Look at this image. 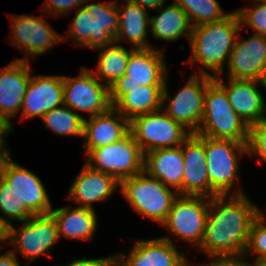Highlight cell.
<instances>
[{"instance_id":"41","label":"cell","mask_w":266,"mask_h":266,"mask_svg":"<svg viewBox=\"0 0 266 266\" xmlns=\"http://www.w3.org/2000/svg\"><path fill=\"white\" fill-rule=\"evenodd\" d=\"M0 266H20L17 255L11 250L6 251L4 254L0 255Z\"/></svg>"},{"instance_id":"36","label":"cell","mask_w":266,"mask_h":266,"mask_svg":"<svg viewBox=\"0 0 266 266\" xmlns=\"http://www.w3.org/2000/svg\"><path fill=\"white\" fill-rule=\"evenodd\" d=\"M248 154L256 155L261 161L266 162V120L251 125L248 139Z\"/></svg>"},{"instance_id":"9","label":"cell","mask_w":266,"mask_h":266,"mask_svg":"<svg viewBox=\"0 0 266 266\" xmlns=\"http://www.w3.org/2000/svg\"><path fill=\"white\" fill-rule=\"evenodd\" d=\"M86 157L92 169L108 173L119 182L144 171V153L131 133L119 142L93 149Z\"/></svg>"},{"instance_id":"14","label":"cell","mask_w":266,"mask_h":266,"mask_svg":"<svg viewBox=\"0 0 266 266\" xmlns=\"http://www.w3.org/2000/svg\"><path fill=\"white\" fill-rule=\"evenodd\" d=\"M2 177L33 215L49 214L53 209L41 179L11 160L10 154L3 161Z\"/></svg>"},{"instance_id":"43","label":"cell","mask_w":266,"mask_h":266,"mask_svg":"<svg viewBox=\"0 0 266 266\" xmlns=\"http://www.w3.org/2000/svg\"><path fill=\"white\" fill-rule=\"evenodd\" d=\"M8 232H9V227L8 225L3 221V216H0V241H6L8 242ZM3 245L0 244V248Z\"/></svg>"},{"instance_id":"46","label":"cell","mask_w":266,"mask_h":266,"mask_svg":"<svg viewBox=\"0 0 266 266\" xmlns=\"http://www.w3.org/2000/svg\"><path fill=\"white\" fill-rule=\"evenodd\" d=\"M2 167H3V162H0V179L2 177Z\"/></svg>"},{"instance_id":"22","label":"cell","mask_w":266,"mask_h":266,"mask_svg":"<svg viewBox=\"0 0 266 266\" xmlns=\"http://www.w3.org/2000/svg\"><path fill=\"white\" fill-rule=\"evenodd\" d=\"M28 57L11 61L0 71V112L10 121L22 108L31 78Z\"/></svg>"},{"instance_id":"25","label":"cell","mask_w":266,"mask_h":266,"mask_svg":"<svg viewBox=\"0 0 266 266\" xmlns=\"http://www.w3.org/2000/svg\"><path fill=\"white\" fill-rule=\"evenodd\" d=\"M83 7L92 16L93 33L87 41V48L98 49L112 44L119 30L117 2L89 3Z\"/></svg>"},{"instance_id":"6","label":"cell","mask_w":266,"mask_h":266,"mask_svg":"<svg viewBox=\"0 0 266 266\" xmlns=\"http://www.w3.org/2000/svg\"><path fill=\"white\" fill-rule=\"evenodd\" d=\"M190 75L186 84L172 98L168 94L167 79L163 91L162 110L174 121L182 124L191 133H196L201 125L204 97L208 84L214 79L207 70ZM165 108V110H164Z\"/></svg>"},{"instance_id":"30","label":"cell","mask_w":266,"mask_h":266,"mask_svg":"<svg viewBox=\"0 0 266 266\" xmlns=\"http://www.w3.org/2000/svg\"><path fill=\"white\" fill-rule=\"evenodd\" d=\"M42 119L46 128L58 135L83 137L85 118L64 104L45 113Z\"/></svg>"},{"instance_id":"48","label":"cell","mask_w":266,"mask_h":266,"mask_svg":"<svg viewBox=\"0 0 266 266\" xmlns=\"http://www.w3.org/2000/svg\"><path fill=\"white\" fill-rule=\"evenodd\" d=\"M263 82H264V85H265L264 88H266V77L264 78Z\"/></svg>"},{"instance_id":"27","label":"cell","mask_w":266,"mask_h":266,"mask_svg":"<svg viewBox=\"0 0 266 266\" xmlns=\"http://www.w3.org/2000/svg\"><path fill=\"white\" fill-rule=\"evenodd\" d=\"M164 86H144L126 88V94L113 106L127 120L163 107Z\"/></svg>"},{"instance_id":"5","label":"cell","mask_w":266,"mask_h":266,"mask_svg":"<svg viewBox=\"0 0 266 266\" xmlns=\"http://www.w3.org/2000/svg\"><path fill=\"white\" fill-rule=\"evenodd\" d=\"M248 143L205 136V153L210 183V198L229 195L239 179V157L248 154Z\"/></svg>"},{"instance_id":"40","label":"cell","mask_w":266,"mask_h":266,"mask_svg":"<svg viewBox=\"0 0 266 266\" xmlns=\"http://www.w3.org/2000/svg\"><path fill=\"white\" fill-rule=\"evenodd\" d=\"M13 130L12 122L9 121L1 112H0V141L6 146L5 136L9 135Z\"/></svg>"},{"instance_id":"42","label":"cell","mask_w":266,"mask_h":266,"mask_svg":"<svg viewBox=\"0 0 266 266\" xmlns=\"http://www.w3.org/2000/svg\"><path fill=\"white\" fill-rule=\"evenodd\" d=\"M130 2L140 5L144 9L157 10L160 6H162L166 0H129Z\"/></svg>"},{"instance_id":"24","label":"cell","mask_w":266,"mask_h":266,"mask_svg":"<svg viewBox=\"0 0 266 266\" xmlns=\"http://www.w3.org/2000/svg\"><path fill=\"white\" fill-rule=\"evenodd\" d=\"M95 209L69 206L50 211L56 221L59 237L91 241L97 229Z\"/></svg>"},{"instance_id":"17","label":"cell","mask_w":266,"mask_h":266,"mask_svg":"<svg viewBox=\"0 0 266 266\" xmlns=\"http://www.w3.org/2000/svg\"><path fill=\"white\" fill-rule=\"evenodd\" d=\"M184 173L182 195L210 198V183L205 153V136L191 133L182 143Z\"/></svg>"},{"instance_id":"2","label":"cell","mask_w":266,"mask_h":266,"mask_svg":"<svg viewBox=\"0 0 266 266\" xmlns=\"http://www.w3.org/2000/svg\"><path fill=\"white\" fill-rule=\"evenodd\" d=\"M242 25L236 11L222 21L204 23L192 27L190 45L191 63H200L214 73L212 77L223 74L224 64H228Z\"/></svg>"},{"instance_id":"8","label":"cell","mask_w":266,"mask_h":266,"mask_svg":"<svg viewBox=\"0 0 266 266\" xmlns=\"http://www.w3.org/2000/svg\"><path fill=\"white\" fill-rule=\"evenodd\" d=\"M130 133L144 154L155 149L180 146L191 134L162 109L134 117L130 121Z\"/></svg>"},{"instance_id":"33","label":"cell","mask_w":266,"mask_h":266,"mask_svg":"<svg viewBox=\"0 0 266 266\" xmlns=\"http://www.w3.org/2000/svg\"><path fill=\"white\" fill-rule=\"evenodd\" d=\"M77 13L72 21L69 30L66 32L71 36L77 46L86 47L87 41L93 33L92 16L82 6L77 9Z\"/></svg>"},{"instance_id":"12","label":"cell","mask_w":266,"mask_h":266,"mask_svg":"<svg viewBox=\"0 0 266 266\" xmlns=\"http://www.w3.org/2000/svg\"><path fill=\"white\" fill-rule=\"evenodd\" d=\"M64 105L77 111L89 113V117L107 112L111 107L110 91L104 83L81 67L78 77L63 75Z\"/></svg>"},{"instance_id":"32","label":"cell","mask_w":266,"mask_h":266,"mask_svg":"<svg viewBox=\"0 0 266 266\" xmlns=\"http://www.w3.org/2000/svg\"><path fill=\"white\" fill-rule=\"evenodd\" d=\"M0 210L3 216H7L3 217V221L8 227L12 225L13 221L21 223L33 216L3 177L0 179Z\"/></svg>"},{"instance_id":"37","label":"cell","mask_w":266,"mask_h":266,"mask_svg":"<svg viewBox=\"0 0 266 266\" xmlns=\"http://www.w3.org/2000/svg\"><path fill=\"white\" fill-rule=\"evenodd\" d=\"M84 3L85 0H46L43 5L45 7L42 10L53 16H65L68 12H73V9L79 6L82 7Z\"/></svg>"},{"instance_id":"34","label":"cell","mask_w":266,"mask_h":266,"mask_svg":"<svg viewBox=\"0 0 266 266\" xmlns=\"http://www.w3.org/2000/svg\"><path fill=\"white\" fill-rule=\"evenodd\" d=\"M266 218L264 214L260 215L252 223L247 247L244 254L256 253L254 262L258 263L266 256Z\"/></svg>"},{"instance_id":"20","label":"cell","mask_w":266,"mask_h":266,"mask_svg":"<svg viewBox=\"0 0 266 266\" xmlns=\"http://www.w3.org/2000/svg\"><path fill=\"white\" fill-rule=\"evenodd\" d=\"M118 186L120 182L115 177L94 170L85 163L69 188L68 199L78 203L77 207L94 209V202L105 201Z\"/></svg>"},{"instance_id":"1","label":"cell","mask_w":266,"mask_h":266,"mask_svg":"<svg viewBox=\"0 0 266 266\" xmlns=\"http://www.w3.org/2000/svg\"><path fill=\"white\" fill-rule=\"evenodd\" d=\"M228 195L210 198L201 246L208 256L240 255L247 247L250 229L260 215L259 208L241 188Z\"/></svg>"},{"instance_id":"21","label":"cell","mask_w":266,"mask_h":266,"mask_svg":"<svg viewBox=\"0 0 266 266\" xmlns=\"http://www.w3.org/2000/svg\"><path fill=\"white\" fill-rule=\"evenodd\" d=\"M130 133V121L114 107L107 112L85 118L84 148L86 156L96 148L119 142Z\"/></svg>"},{"instance_id":"31","label":"cell","mask_w":266,"mask_h":266,"mask_svg":"<svg viewBox=\"0 0 266 266\" xmlns=\"http://www.w3.org/2000/svg\"><path fill=\"white\" fill-rule=\"evenodd\" d=\"M187 13L192 27L204 23L222 21L225 13L217 0H174Z\"/></svg>"},{"instance_id":"47","label":"cell","mask_w":266,"mask_h":266,"mask_svg":"<svg viewBox=\"0 0 266 266\" xmlns=\"http://www.w3.org/2000/svg\"><path fill=\"white\" fill-rule=\"evenodd\" d=\"M264 117H263V120H266V104H265V112H264Z\"/></svg>"},{"instance_id":"3","label":"cell","mask_w":266,"mask_h":266,"mask_svg":"<svg viewBox=\"0 0 266 266\" xmlns=\"http://www.w3.org/2000/svg\"><path fill=\"white\" fill-rule=\"evenodd\" d=\"M250 127L233 110L225 89L213 79L206 88L198 135L248 143Z\"/></svg>"},{"instance_id":"4","label":"cell","mask_w":266,"mask_h":266,"mask_svg":"<svg viewBox=\"0 0 266 266\" xmlns=\"http://www.w3.org/2000/svg\"><path fill=\"white\" fill-rule=\"evenodd\" d=\"M120 191L140 215L162 224L178 193L142 171L120 182Z\"/></svg>"},{"instance_id":"44","label":"cell","mask_w":266,"mask_h":266,"mask_svg":"<svg viewBox=\"0 0 266 266\" xmlns=\"http://www.w3.org/2000/svg\"><path fill=\"white\" fill-rule=\"evenodd\" d=\"M1 141H0V162H3L5 158L10 154V151L8 148H6Z\"/></svg>"},{"instance_id":"7","label":"cell","mask_w":266,"mask_h":266,"mask_svg":"<svg viewBox=\"0 0 266 266\" xmlns=\"http://www.w3.org/2000/svg\"><path fill=\"white\" fill-rule=\"evenodd\" d=\"M163 51L154 48L132 49L126 73L109 88L112 107L126 94V88L165 85L168 69Z\"/></svg>"},{"instance_id":"45","label":"cell","mask_w":266,"mask_h":266,"mask_svg":"<svg viewBox=\"0 0 266 266\" xmlns=\"http://www.w3.org/2000/svg\"><path fill=\"white\" fill-rule=\"evenodd\" d=\"M258 266H266V256L258 262Z\"/></svg>"},{"instance_id":"19","label":"cell","mask_w":266,"mask_h":266,"mask_svg":"<svg viewBox=\"0 0 266 266\" xmlns=\"http://www.w3.org/2000/svg\"><path fill=\"white\" fill-rule=\"evenodd\" d=\"M63 104V75L31 76L23 98L21 118H42L45 113Z\"/></svg>"},{"instance_id":"49","label":"cell","mask_w":266,"mask_h":266,"mask_svg":"<svg viewBox=\"0 0 266 266\" xmlns=\"http://www.w3.org/2000/svg\"><path fill=\"white\" fill-rule=\"evenodd\" d=\"M252 1H254V0H252ZM255 1L266 2V0H255Z\"/></svg>"},{"instance_id":"35","label":"cell","mask_w":266,"mask_h":266,"mask_svg":"<svg viewBox=\"0 0 266 266\" xmlns=\"http://www.w3.org/2000/svg\"><path fill=\"white\" fill-rule=\"evenodd\" d=\"M257 4L253 8L244 7L236 10L240 23L254 29V34L266 36V2L254 1Z\"/></svg>"},{"instance_id":"38","label":"cell","mask_w":266,"mask_h":266,"mask_svg":"<svg viewBox=\"0 0 266 266\" xmlns=\"http://www.w3.org/2000/svg\"><path fill=\"white\" fill-rule=\"evenodd\" d=\"M245 254L240 255H224V256H209L212 259V261L207 263L206 265H200V266H258V263L254 262L248 263L245 261V259H242L246 257Z\"/></svg>"},{"instance_id":"15","label":"cell","mask_w":266,"mask_h":266,"mask_svg":"<svg viewBox=\"0 0 266 266\" xmlns=\"http://www.w3.org/2000/svg\"><path fill=\"white\" fill-rule=\"evenodd\" d=\"M118 266H191L184 252H179L170 237L137 240L126 256L116 254Z\"/></svg>"},{"instance_id":"26","label":"cell","mask_w":266,"mask_h":266,"mask_svg":"<svg viewBox=\"0 0 266 266\" xmlns=\"http://www.w3.org/2000/svg\"><path fill=\"white\" fill-rule=\"evenodd\" d=\"M124 7L118 5L119 30L115 37V42L129 40L133 48H152L147 38L148 27H150V17L143 7L125 0ZM127 38V39H126Z\"/></svg>"},{"instance_id":"28","label":"cell","mask_w":266,"mask_h":266,"mask_svg":"<svg viewBox=\"0 0 266 266\" xmlns=\"http://www.w3.org/2000/svg\"><path fill=\"white\" fill-rule=\"evenodd\" d=\"M164 4L157 10L159 15L150 18V31L152 35L163 41L179 40L182 35L188 36L190 41L192 25L187 13L175 2L169 6Z\"/></svg>"},{"instance_id":"13","label":"cell","mask_w":266,"mask_h":266,"mask_svg":"<svg viewBox=\"0 0 266 266\" xmlns=\"http://www.w3.org/2000/svg\"><path fill=\"white\" fill-rule=\"evenodd\" d=\"M11 39L9 42L26 56L45 54L67 37L57 33L48 22L35 15H13L10 17ZM48 50V51H47Z\"/></svg>"},{"instance_id":"18","label":"cell","mask_w":266,"mask_h":266,"mask_svg":"<svg viewBox=\"0 0 266 266\" xmlns=\"http://www.w3.org/2000/svg\"><path fill=\"white\" fill-rule=\"evenodd\" d=\"M221 76L218 75L214 79L225 89L233 110L249 127L260 122L265 114L266 103L257 86L261 84L265 87L264 82L229 77V84L225 85Z\"/></svg>"},{"instance_id":"16","label":"cell","mask_w":266,"mask_h":266,"mask_svg":"<svg viewBox=\"0 0 266 266\" xmlns=\"http://www.w3.org/2000/svg\"><path fill=\"white\" fill-rule=\"evenodd\" d=\"M227 70L230 78L263 81L266 77V36L253 33L240 40L238 35Z\"/></svg>"},{"instance_id":"10","label":"cell","mask_w":266,"mask_h":266,"mask_svg":"<svg viewBox=\"0 0 266 266\" xmlns=\"http://www.w3.org/2000/svg\"><path fill=\"white\" fill-rule=\"evenodd\" d=\"M209 205L210 198L206 196L178 195L161 225L198 249L204 237Z\"/></svg>"},{"instance_id":"11","label":"cell","mask_w":266,"mask_h":266,"mask_svg":"<svg viewBox=\"0 0 266 266\" xmlns=\"http://www.w3.org/2000/svg\"><path fill=\"white\" fill-rule=\"evenodd\" d=\"M59 238L56 221L49 213L33 215L23 221L19 229L13 225L9 226L7 244L17 246L16 249L10 250L15 254L19 252L31 263L49 252Z\"/></svg>"},{"instance_id":"29","label":"cell","mask_w":266,"mask_h":266,"mask_svg":"<svg viewBox=\"0 0 266 266\" xmlns=\"http://www.w3.org/2000/svg\"><path fill=\"white\" fill-rule=\"evenodd\" d=\"M131 50H127L124 46L117 45V42H113L110 45L101 47L95 50H100L98 58L97 72L93 74L101 81L105 82V86L110 88L116 81L126 73L127 64Z\"/></svg>"},{"instance_id":"39","label":"cell","mask_w":266,"mask_h":266,"mask_svg":"<svg viewBox=\"0 0 266 266\" xmlns=\"http://www.w3.org/2000/svg\"><path fill=\"white\" fill-rule=\"evenodd\" d=\"M63 266V265H62ZM64 266H118L117 257L107 256L105 258H94V259H77L71 261Z\"/></svg>"},{"instance_id":"23","label":"cell","mask_w":266,"mask_h":266,"mask_svg":"<svg viewBox=\"0 0 266 266\" xmlns=\"http://www.w3.org/2000/svg\"><path fill=\"white\" fill-rule=\"evenodd\" d=\"M144 171L151 177L161 180L165 186L182 195L184 160L181 145L160 148L144 154Z\"/></svg>"}]
</instances>
